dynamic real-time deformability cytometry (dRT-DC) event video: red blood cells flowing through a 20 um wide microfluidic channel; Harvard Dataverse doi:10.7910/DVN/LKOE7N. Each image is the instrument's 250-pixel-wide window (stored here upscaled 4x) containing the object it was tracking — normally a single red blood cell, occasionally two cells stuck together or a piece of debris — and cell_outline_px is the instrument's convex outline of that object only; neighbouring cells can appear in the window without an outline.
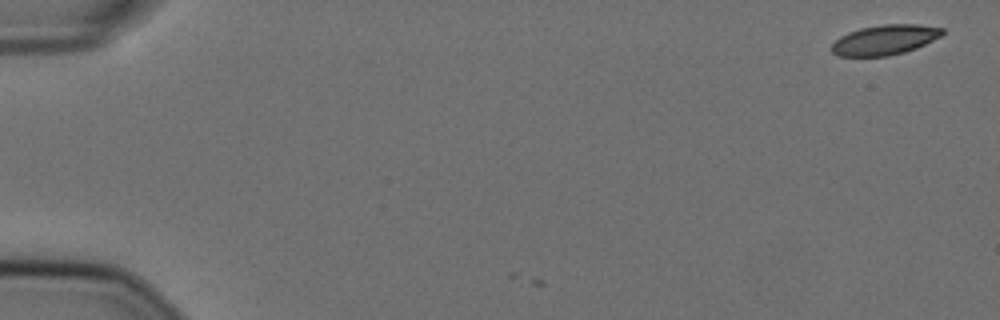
{"species": "Egyptian fruit bat (a non-hibernating species)", "species_latin": "Rousettus aegyptiacus", "temperature_condition": "cold", "stored_images_in_passage": 3, "camera_frame_rate_fps": 3000, "um_per_image_px": 0.085, "animal": {"sex": "female"}, "frame": {"image": 1, "passage_image": 3, "time_ms": 0.667, "image_size_px": [1000, 320], "cell_outline_px": [[944, 32], [940, 36], [916, 48], [904, 52], [888, 56], [836, 56], [828, 48], [840, 36], [848, 32], [860, 28], [884, 24], [920, 24], [944, 28]], "centroid_in_image_um": [75.17, 3.38], "position_along_channel_um": 9.8, "area_um2": 19.42}}